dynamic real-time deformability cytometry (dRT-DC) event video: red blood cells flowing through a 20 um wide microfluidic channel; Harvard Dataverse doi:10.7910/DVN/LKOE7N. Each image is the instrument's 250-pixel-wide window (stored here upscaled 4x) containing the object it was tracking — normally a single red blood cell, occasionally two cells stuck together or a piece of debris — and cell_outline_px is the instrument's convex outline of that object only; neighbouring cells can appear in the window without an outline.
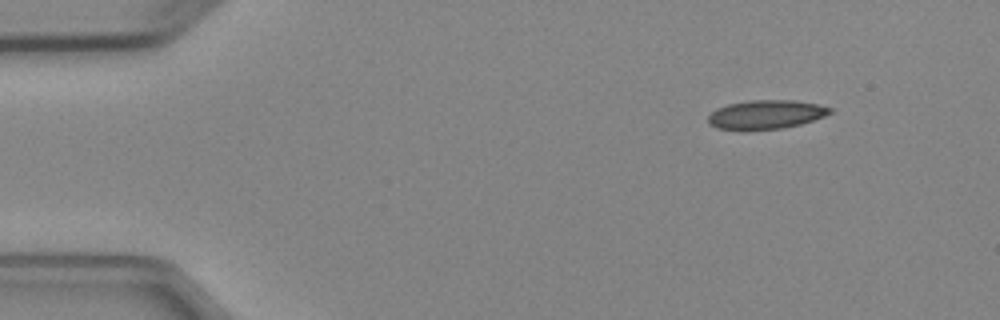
{"species": "Egyptian fruit bat (a non-hibernating species)", "species_latin": "Rousettus aegyptiacus", "temperature_condition": "cold", "stored_images_in_passage": 6, "camera_frame_rate_fps": 3000, "um_per_image_px": 0.085, "animal": {"sex": "female"}, "frame": {"image": 1, "passage_image": 1, "time_ms": 0.0, "image_size_px": [1000, 320], "cell_outline_px": [[832, 112], [824, 116], [800, 124], [784, 128], [740, 132], [716, 128], [708, 124], [708, 116], [716, 108], [728, 104], [748, 100], [796, 100], [816, 104], [832, 108]], "centroid_in_image_um": [65.03, 9.76], "position_along_channel_um": 20.0, "area_um2": 21.04}}
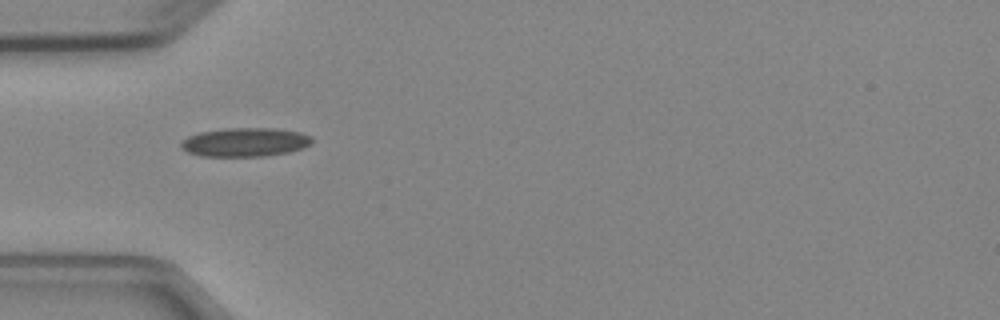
{"frame": {"image": 2, "passage_image": 4, "time_ms": 3.333, "image_size_px": [1000, 320], "cell_outline_px": [[312, 144], [304, 148], [288, 152], [264, 156], [200, 156], [188, 152], [180, 148], [180, 144], [188, 136], [200, 132], [224, 128], [276, 128], [300, 132], [312, 136]], "centroid_in_image_um": [20.85, 12.08], "position_along_channel_um": 64.2, "area_um2": 22.14}}